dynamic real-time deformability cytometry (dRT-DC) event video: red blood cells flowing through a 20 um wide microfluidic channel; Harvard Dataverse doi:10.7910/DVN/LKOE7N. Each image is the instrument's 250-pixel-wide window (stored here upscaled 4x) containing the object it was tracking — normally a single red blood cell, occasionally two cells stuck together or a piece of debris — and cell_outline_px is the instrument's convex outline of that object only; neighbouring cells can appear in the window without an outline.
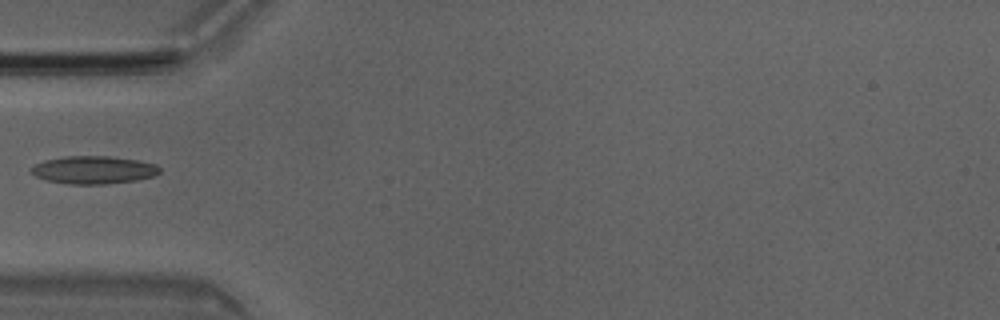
{"species": "Egyptian fruit bat (a non-hibernating species)", "species_latin": "Rousettus aegyptiacus", "temperature_condition": "room temperature", "stored_images_in_passage": 35, "camera_frame_rate_fps": 3000, "um_per_image_px": 0.085, "animal": {"sex": "male"}, "frame": {"image": 1, "passage_image": 1, "time_ms": 0.0, "image_size_px": [1000, 320], "cell_outline_px": [[160, 172], [156, 176], [136, 180], [108, 184], [68, 184], [48, 180], [36, 176], [32, 172], [32, 168], [36, 164], [44, 160], [64, 156], [108, 156], [136, 160], [156, 164], [160, 168]], "centroid_in_image_um": [7.99, 14.44], "position_along_channel_um": 77.0, "area_um2": 20.75}}
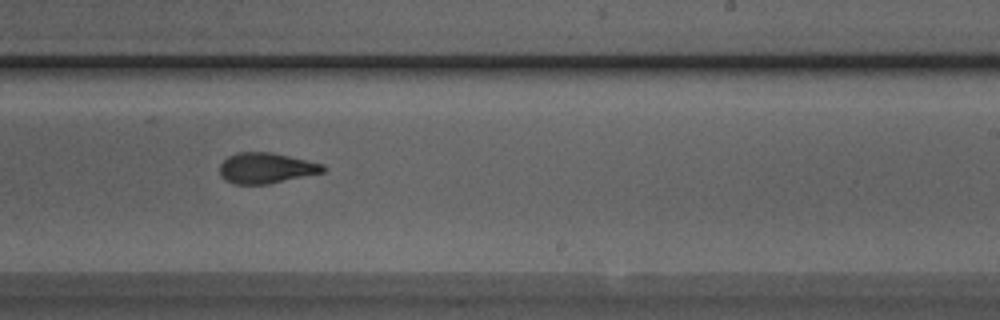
{"frame": {"image": 2, "passage_image": 15, "time_ms": 4.667, "image_size_px": [1000, 320], "cell_outline_px": [[328, 168], [324, 172], [268, 184], [236, 184], [224, 180], [220, 176], [220, 164], [228, 156], [236, 152], [272, 152], [324, 164]], "centroid_in_image_um": [22.62, 14.28], "position_along_channel_um": 266.4, "area_um2": 18.55}}
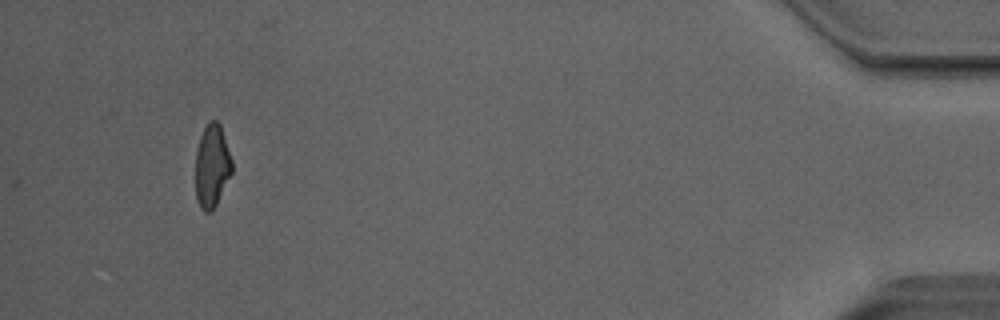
{"frame": {"image": 3, "passage_image": 32, "time_ms": 10.333, "image_size_px": [1000, 320], "cell_outline_px": [[232, 172], [212, 212], [204, 212], [200, 208], [196, 200], [196, 152], [200, 136], [204, 128], [212, 120], [216, 120], [220, 124], [232, 160]], "centroid_in_image_um": [18.01, 14.13], "position_along_channel_um": 417.2, "area_um2": 17.51}}